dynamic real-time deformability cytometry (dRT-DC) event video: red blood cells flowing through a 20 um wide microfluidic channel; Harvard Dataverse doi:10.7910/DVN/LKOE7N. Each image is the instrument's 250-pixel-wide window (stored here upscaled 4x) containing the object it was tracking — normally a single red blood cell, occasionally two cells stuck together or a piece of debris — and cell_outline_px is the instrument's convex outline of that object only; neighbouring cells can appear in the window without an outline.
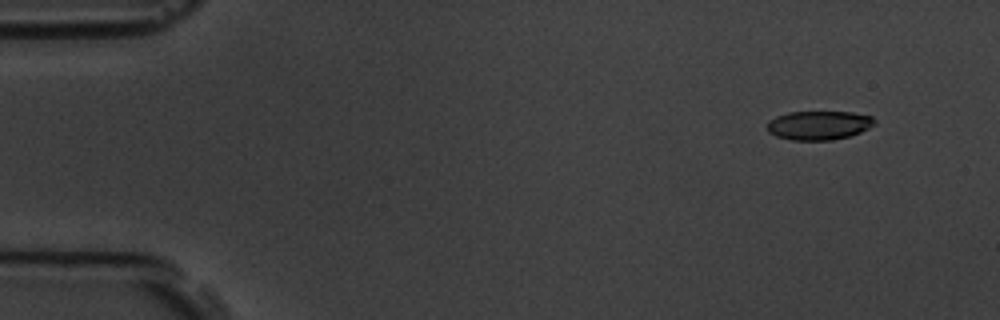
{"species": "common noctule bat (a hibernating species)", "species_latin": "Nyctalus noctula", "temperature_condition": "room temperature", "stored_images_in_passage": 5, "camera_frame_rate_fps": 3000, "um_per_image_px": 0.085, "animal": {"sex": "male", "body_mass_g": 19.5, "forearm_length_mm": 54.6}, "frame": {"image": 1, "passage_image": 2, "time_ms": 1.0, "image_size_px": [1000, 320], "cell_outline_px": [[876, 124], [860, 132], [848, 136], [832, 140], [792, 140], [776, 136], [768, 132], [768, 120], [776, 116], [788, 112], [852, 112], [872, 116], [876, 120]], "centroid_in_image_um": [69.6, 10.64], "position_along_channel_um": 15.4, "area_um2": 18.15}}
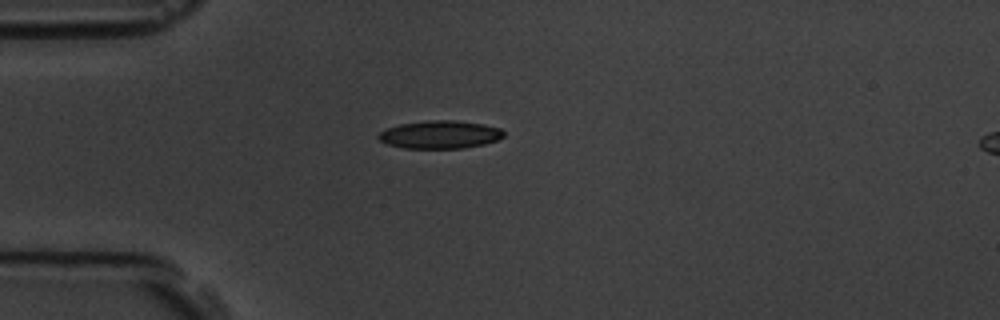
{"frame": {"image": 2, "passage_image": 4, "time_ms": 4.333, "image_size_px": [1000, 320], "cell_outline_px": [[504, 136], [496, 140], [484, 144], [464, 148], [400, 148], [388, 144], [380, 140], [376, 136], [380, 132], [388, 128], [400, 124], [428, 120], [456, 120], [480, 124], [500, 128], [504, 132]], "centroid_in_image_um": [37.38, 11.44], "position_along_channel_um": 47.6, "area_um2": 20.29}}